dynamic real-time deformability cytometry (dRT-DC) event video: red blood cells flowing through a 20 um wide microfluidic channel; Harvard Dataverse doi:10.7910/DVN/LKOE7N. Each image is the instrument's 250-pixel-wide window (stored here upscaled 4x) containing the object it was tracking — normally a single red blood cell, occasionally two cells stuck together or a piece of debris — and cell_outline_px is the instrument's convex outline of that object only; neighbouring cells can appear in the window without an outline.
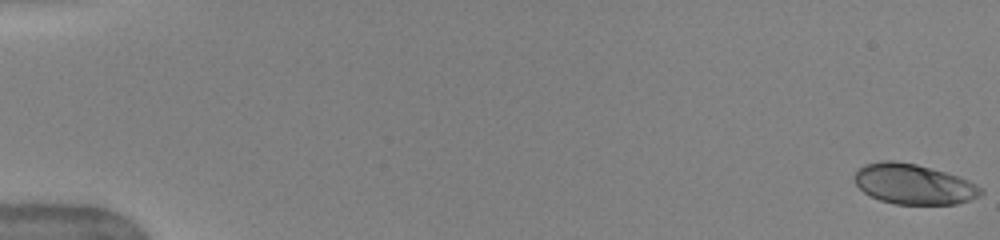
{"species": "human", "species_latin": "Homo sapiens", "temperature_condition": "warm", "stored_images_in_passage": 51, "camera_frame_rate_fps": 3000, "um_per_image_px": 0.085, "donor": {"sex": "female"}, "frame": {"image": 1, "passage_image": 1, "time_ms": 0.0, "image_size_px": [1000, 240], "cell_outline_px": [[984, 192], [980, 196], [956, 204], [896, 204], [880, 200], [864, 192], [856, 184], [852, 176], [864, 164], [884, 160], [892, 160], [916, 164], [944, 172], [968, 180], [984, 188]], "centroid_in_image_um": [77.66, 15.65], "position_along_channel_um": 7.3, "area_um2": 29.54}}
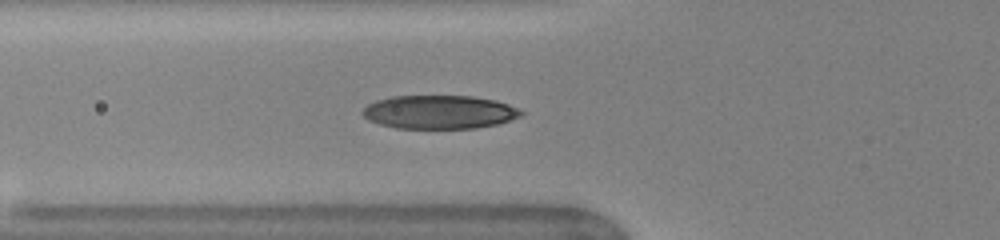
{"frame": {"image": 2, "passage_image": 20, "time_ms": 6.333, "image_size_px": [1000, 240], "cell_outline_px": [[524, 112], [520, 116], [500, 124], [476, 128], [396, 128], [380, 124], [368, 120], [360, 112], [368, 104], [376, 100], [392, 96], [472, 96], [496, 100], [520, 108]], "centroid_in_image_um": [37.36, 9.52], "position_along_channel_um": 88.4, "area_um2": 31.15}}
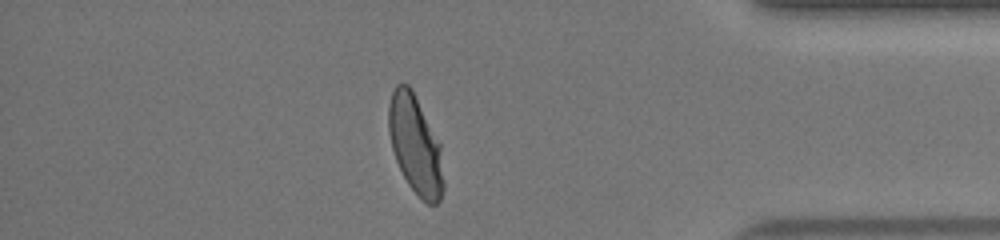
{"frame": {"image": 3, "passage_image": 45, "time_ms": 14.667, "image_size_px": [1000, 240], "cell_outline_px": [[444, 188], [440, 200], [436, 204], [428, 204], [420, 200], [408, 184], [396, 160], [392, 148], [388, 132], [388, 104], [392, 92], [396, 84], [408, 84], [412, 88], [440, 144], [444, 184]], "centroid_in_image_um": [35.3, 12.32], "position_along_channel_um": 399.9, "area_um2": 31.62}, "authors_computed_cell_mechanics": {"area_um2": 31.1542, "velocity_mm_per_s": 4.0276, "shape_relaxation_time_tau1_ms": 3.6017, "shape_relaxation_time_tau2_ms": null, "deformation_change_tau1": 0.1895, "deformation_change_tau2": null}}